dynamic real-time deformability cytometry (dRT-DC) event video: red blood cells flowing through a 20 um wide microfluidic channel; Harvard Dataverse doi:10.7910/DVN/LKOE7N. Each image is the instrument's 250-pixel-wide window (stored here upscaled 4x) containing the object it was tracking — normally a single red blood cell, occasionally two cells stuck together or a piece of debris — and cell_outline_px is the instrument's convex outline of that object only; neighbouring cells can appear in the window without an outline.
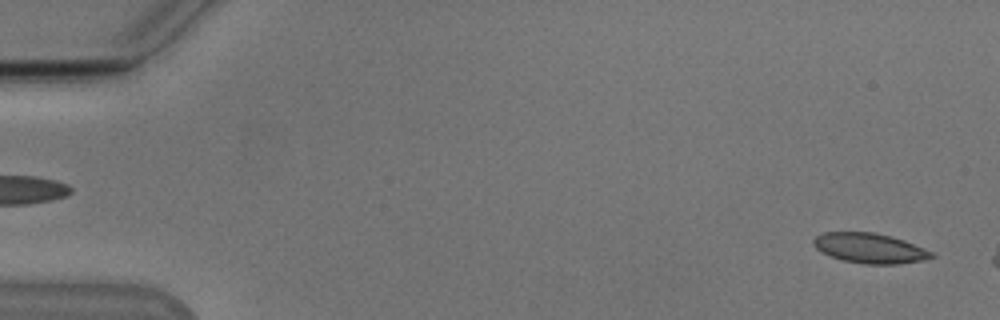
{"species": "Egyptian fruit bat (a non-hibernating species)", "species_latin": "Rousettus aegyptiacus", "temperature_condition": "cold", "stored_images_in_passage": 8, "camera_frame_rate_fps": 3000, "um_per_image_px": 0.085, "animal": {"sex": "male"}, "frame": {"image": 1, "passage_image": 2, "time_ms": 0.333, "image_size_px": [1000, 320], "cell_outline_px": [[936, 256], [924, 260], [896, 264], [864, 264], [840, 260], [820, 252], [812, 244], [812, 240], [816, 236], [824, 232], [872, 232], [892, 236], [904, 240], [924, 248], [932, 252]], "centroid_in_image_um": [73.9, 21.1], "position_along_channel_um": 11.1, "area_um2": 20.81}}